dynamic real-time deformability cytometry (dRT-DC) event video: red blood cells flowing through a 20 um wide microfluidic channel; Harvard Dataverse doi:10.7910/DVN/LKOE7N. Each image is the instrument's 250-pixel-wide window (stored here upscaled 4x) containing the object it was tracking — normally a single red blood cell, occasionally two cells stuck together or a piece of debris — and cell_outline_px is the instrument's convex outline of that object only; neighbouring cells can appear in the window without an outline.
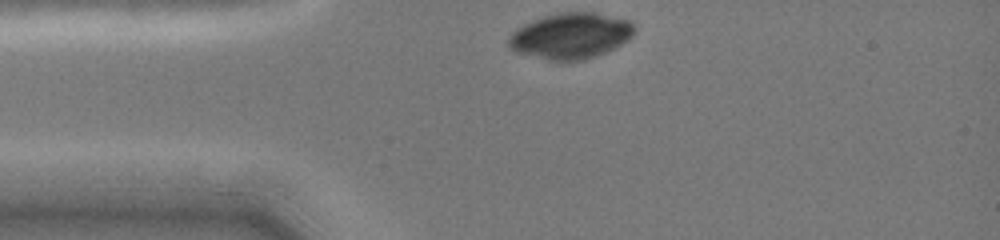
{"species": "common noctule bat (a hibernating species)", "species_latin": "Nyctalus noctula", "temperature_condition": "cold", "stored_images_in_passage": 29, "camera_frame_rate_fps": 3000, "um_per_image_px": 0.085, "animal": {"sex": "female", "body_mass_g": 19.0, "forearm_length_mm": 51.5}, "frame": {"image": 1, "passage_image": 1, "time_ms": 0.0, "image_size_px": [1000, 240], "cell_outline_px": [[636, 28], [628, 40], [604, 52], [580, 60], [552, 60], [516, 52], [508, 44], [508, 36], [516, 28], [532, 20], [544, 16], [560, 12], [596, 12], [632, 20]], "centroid_in_image_um": [48.51, 3.01], "position_along_channel_um": 36.5, "area_um2": 33.35}}
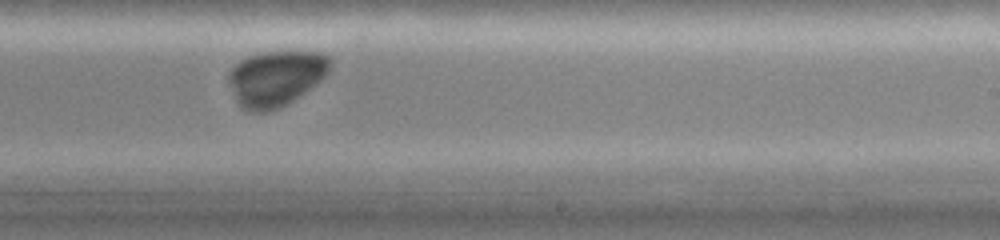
{"frame": {"image": 2, "passage_image": 20, "time_ms": 6.333, "image_size_px": [1000, 240], "cell_outline_px": [[332, 64], [328, 72], [316, 84], [300, 96], [288, 104], [280, 108], [268, 112], [248, 112], [240, 108], [236, 100], [228, 80], [228, 76], [232, 68], [240, 60], [248, 56], [260, 52], [288, 48], [324, 52], [332, 56]], "centroid_in_image_um": [23.5, 6.6], "position_along_channel_um": 265.5, "area_um2": 34.16}}
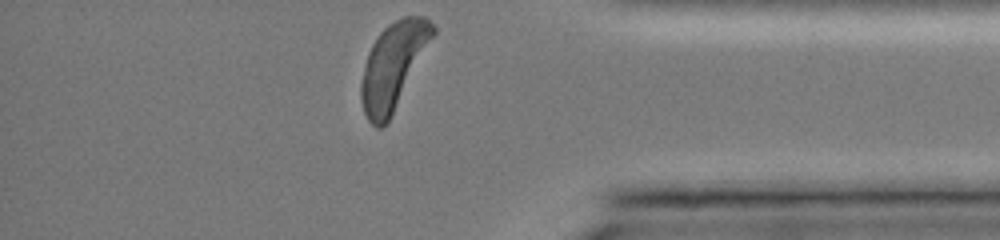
{"frame": {"image": 3, "passage_image": 29, "time_ms": 10.0, "image_size_px": [1000, 240], "cell_outline_px": [[436, 32], [388, 120], [380, 128], [376, 128], [368, 120], [364, 112], [360, 100], [360, 84], [364, 64], [368, 52], [372, 44], [380, 32], [388, 24], [404, 16], [424, 16], [436, 28]], "centroid_in_image_um": [33.39, 5.56], "position_along_channel_um": 401.8, "area_um2": 35.26}}